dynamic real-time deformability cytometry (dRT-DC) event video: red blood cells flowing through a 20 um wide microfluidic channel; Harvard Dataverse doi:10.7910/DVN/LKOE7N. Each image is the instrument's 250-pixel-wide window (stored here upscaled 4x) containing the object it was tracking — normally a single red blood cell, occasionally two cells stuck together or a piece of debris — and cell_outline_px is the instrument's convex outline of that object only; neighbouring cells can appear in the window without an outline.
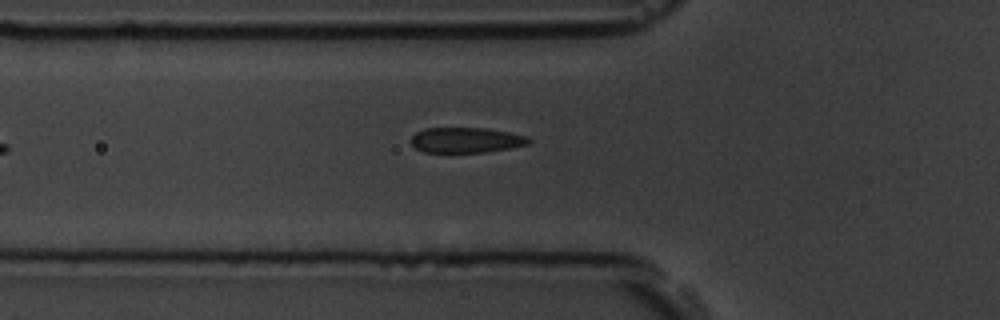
{"species": "common noctule bat (a hibernating species)", "species_latin": "Nyctalus noctula", "temperature_condition": "room temperature", "stored_images_in_passage": 7, "camera_frame_rate_fps": 3000, "um_per_image_px": 0.085, "animal": {"sex": "male", "body_mass_g": 19.5, "forearm_length_mm": 54.6}, "frame": {"image": 1, "passage_image": 7, "time_ms": 7.0, "image_size_px": [1000, 320], "cell_outline_px": [[532, 140], [528, 144], [512, 148], [484, 152], [424, 152], [416, 148], [408, 140], [416, 132], [424, 128], [484, 128], [508, 132], [528, 136]], "centroid_in_image_um": [39.61, 11.9], "position_along_channel_um": 86.2, "area_um2": 17.46}}